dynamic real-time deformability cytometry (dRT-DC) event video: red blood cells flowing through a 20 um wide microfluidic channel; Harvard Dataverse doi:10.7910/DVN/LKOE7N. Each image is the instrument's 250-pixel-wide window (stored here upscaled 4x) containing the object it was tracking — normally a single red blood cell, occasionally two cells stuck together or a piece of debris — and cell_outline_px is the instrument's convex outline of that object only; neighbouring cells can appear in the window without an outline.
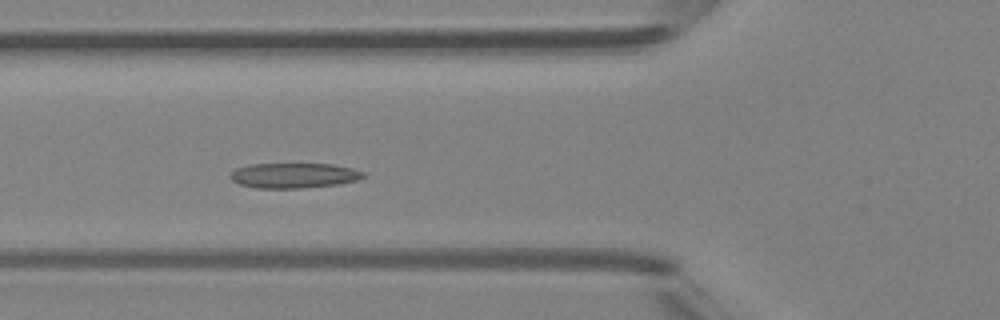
{"species": "Egyptian fruit bat (a non-hibernating species)", "species_latin": "Rousettus aegyptiacus", "temperature_condition": "room temperature", "stored_images_in_passage": 5, "camera_frame_rate_fps": 3000, "um_per_image_px": 0.085, "animal": {"sex": "female"}, "frame": {"image": 1, "passage_image": 5, "time_ms": 4.667, "image_size_px": [1000, 320], "cell_outline_px": [[368, 176], [356, 180], [340, 184], [300, 188], [256, 188], [240, 184], [232, 180], [228, 176], [236, 168], [248, 164], [332, 164], [352, 168], [364, 172]], "centroid_in_image_um": [24.99, 14.91], "position_along_channel_um": 100.8, "area_um2": 19.54}}